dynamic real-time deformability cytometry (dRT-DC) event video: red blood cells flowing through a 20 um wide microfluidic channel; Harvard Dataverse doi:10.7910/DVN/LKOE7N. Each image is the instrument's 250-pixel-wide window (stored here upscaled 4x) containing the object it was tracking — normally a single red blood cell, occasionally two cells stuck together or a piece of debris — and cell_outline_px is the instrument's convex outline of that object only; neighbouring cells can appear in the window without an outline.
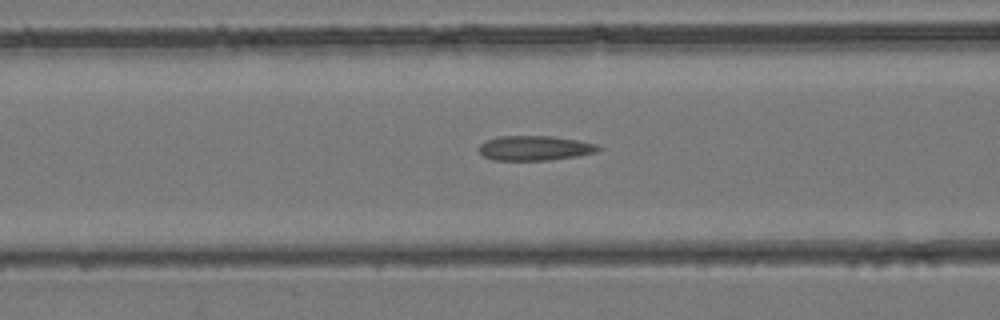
{"species": "common noctule bat (a hibernating species)", "species_latin": "Nyctalus noctula", "temperature_condition": "room temperature", "stored_images_in_passage": 35, "camera_frame_rate_fps": 3000, "um_per_image_px": 0.085, "animal": {"sex": "female", "body_mass_g": 24.6, "forearm_length_mm": 56.2}, "frame": {"image": 1, "passage_image": 18, "time_ms": 5.667, "image_size_px": [1000, 320], "cell_outline_px": [[604, 148], [596, 152], [576, 156], [548, 160], [496, 160], [484, 156], [480, 152], [480, 144], [488, 140], [500, 136], [552, 136], [576, 140], [596, 144]], "centroid_in_image_um": [45.49, 12.58], "position_along_channel_um": 121.1, "area_um2": 16.99}}
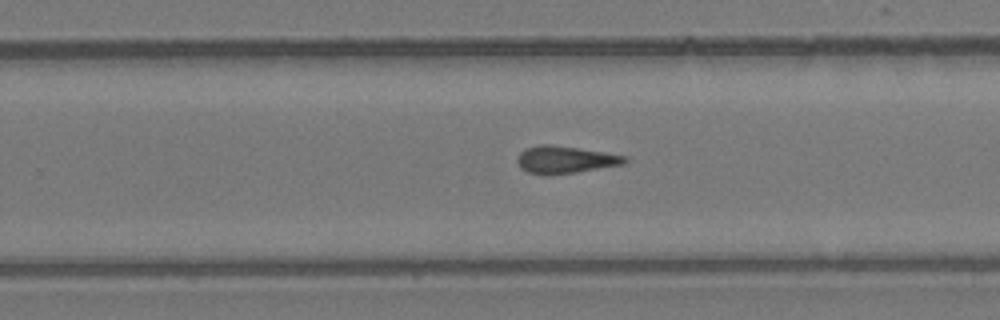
{"frame": {"image": 2, "passage_image": 28, "time_ms": 9.0, "image_size_px": [1000, 320], "cell_outline_px": [[628, 160], [624, 164], [572, 172], [528, 172], [520, 168], [516, 160], [520, 152], [524, 148], [536, 144], [552, 144], [604, 152], [628, 156]], "centroid_in_image_um": [48.04, 13.51], "position_along_channel_um": 281.8, "area_um2": 16.59}}
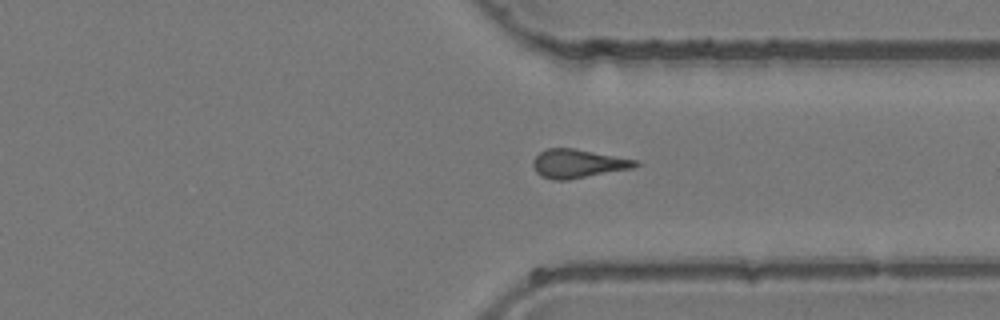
{"frame": {"image": 3, "passage_image": 33, "time_ms": 10.667, "image_size_px": [1000, 320], "cell_outline_px": [[640, 164], [632, 168], [568, 180], [552, 180], [540, 176], [536, 172], [532, 164], [532, 160], [540, 152], [548, 148], [572, 148], [640, 160]], "centroid_in_image_um": [49.12, 13.91], "position_along_channel_um": 362.3, "area_um2": 17.17}}